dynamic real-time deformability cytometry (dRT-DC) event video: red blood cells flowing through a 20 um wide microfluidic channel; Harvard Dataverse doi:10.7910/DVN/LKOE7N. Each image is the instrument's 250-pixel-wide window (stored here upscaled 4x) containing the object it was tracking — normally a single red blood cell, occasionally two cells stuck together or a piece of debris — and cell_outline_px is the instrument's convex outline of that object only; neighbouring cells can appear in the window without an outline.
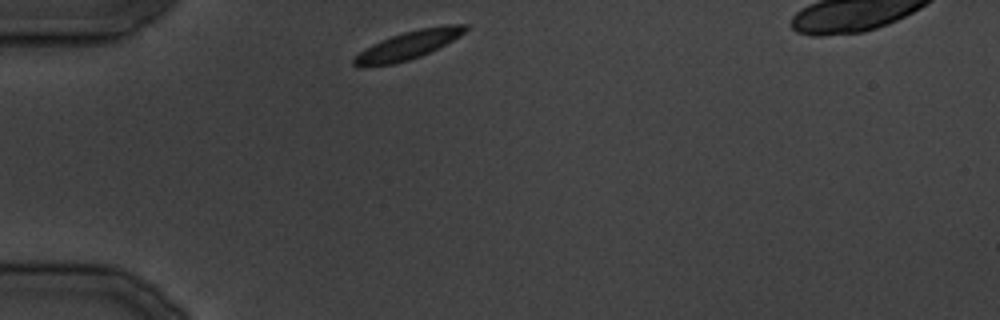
{"species": "common noctule bat (a hibernating species)", "species_latin": "Nyctalus noctula", "temperature_condition": "cold", "stored_images_in_passage": 23, "camera_frame_rate_fps": 3000, "um_per_image_px": 0.085, "animal": {"sex": "male", "body_mass_g": 19.5, "forearm_length_mm": 54.6}, "frame": {"image": 1, "passage_image": 1, "time_ms": 0.0, "image_size_px": [1000, 320], "cell_outline_px": [[468, 28], [460, 36], [420, 56], [408, 60], [392, 64], [368, 68], [356, 68], [352, 64], [352, 60], [360, 52], [372, 44], [380, 40], [404, 32], [420, 28], [448, 24], [468, 24]], "centroid_in_image_um": [34.63, 3.86], "position_along_channel_um": 50.4, "area_um2": 18.32}}
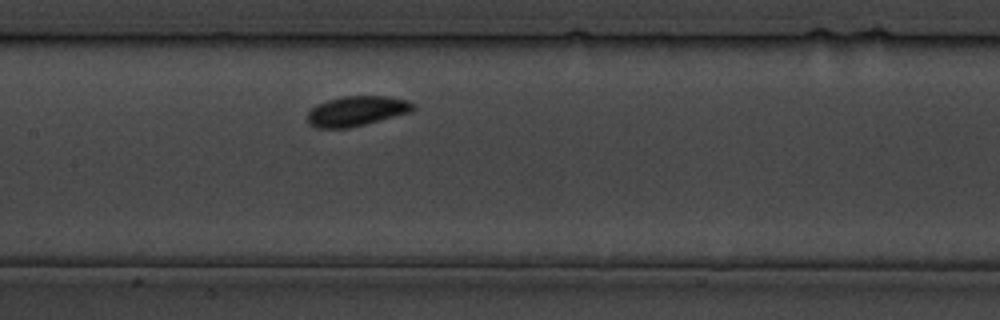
{"frame": {"image": 2, "passage_image": 9, "time_ms": 9.667, "image_size_px": [1000, 320], "cell_outline_px": [[416, 108], [412, 112], [348, 128], [316, 128], [308, 124], [308, 112], [312, 108], [328, 100], [340, 96], [388, 96], [408, 100]], "centroid_in_image_um": [30.33, 9.44], "position_along_channel_um": 177.1, "area_um2": 18.38}}
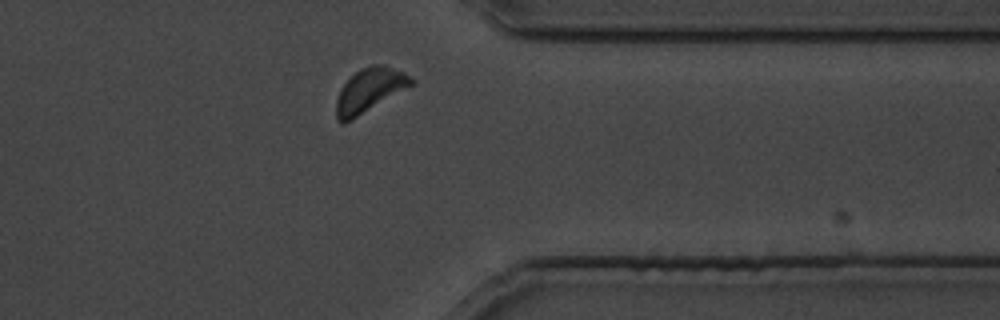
{"frame": {"image": 3, "passage_image": 20, "time_ms": 23.333, "image_size_px": [1000, 320], "cell_outline_px": [[412, 84], [352, 120], [344, 124], [340, 124], [336, 120], [336, 100], [340, 88], [360, 68], [372, 64], [384, 64], [404, 72], [412, 80]], "centroid_in_image_um": [31.34, 7.68], "position_along_channel_um": 380.1, "area_um2": 18.9}}